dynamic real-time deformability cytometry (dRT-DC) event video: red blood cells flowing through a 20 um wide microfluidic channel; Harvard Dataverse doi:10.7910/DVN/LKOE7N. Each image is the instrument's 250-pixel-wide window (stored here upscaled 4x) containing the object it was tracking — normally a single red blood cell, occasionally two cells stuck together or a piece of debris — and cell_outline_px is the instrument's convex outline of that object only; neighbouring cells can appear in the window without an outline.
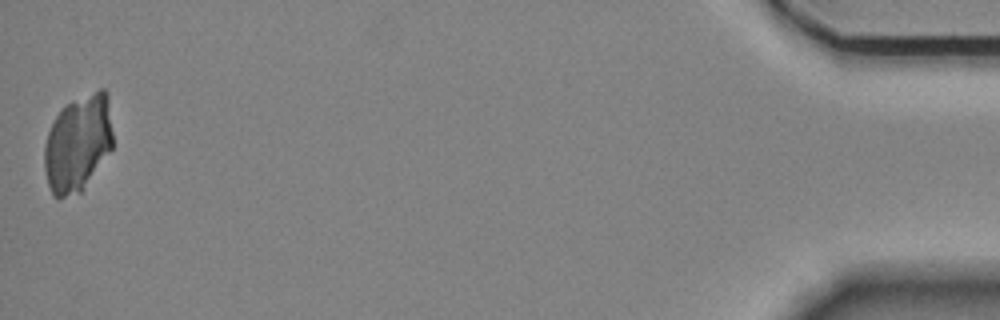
{"species": "Egyptian fruit bat (a non-hibernating species)", "species_latin": "Rousettus aegyptiacus", "temperature_condition": "room temperature", "stored_images_in_passage": 40, "camera_frame_rate_fps": 3000, "um_per_image_px": 0.085, "animal": {"sex": "female"}, "frame": {"image": 1, "passage_image": 40, "time_ms": 13.0, "image_size_px": [1000, 320], "cell_outline_px": [[112, 148], [80, 192], [64, 196], [52, 196], [48, 184], [44, 168], [44, 144], [48, 132], [56, 116], [68, 104], [100, 88], [104, 88], [108, 92], [112, 132]], "centroid_in_image_um": [6.62, 12.17], "position_along_channel_um": 428.6, "area_um2": 38.03}}